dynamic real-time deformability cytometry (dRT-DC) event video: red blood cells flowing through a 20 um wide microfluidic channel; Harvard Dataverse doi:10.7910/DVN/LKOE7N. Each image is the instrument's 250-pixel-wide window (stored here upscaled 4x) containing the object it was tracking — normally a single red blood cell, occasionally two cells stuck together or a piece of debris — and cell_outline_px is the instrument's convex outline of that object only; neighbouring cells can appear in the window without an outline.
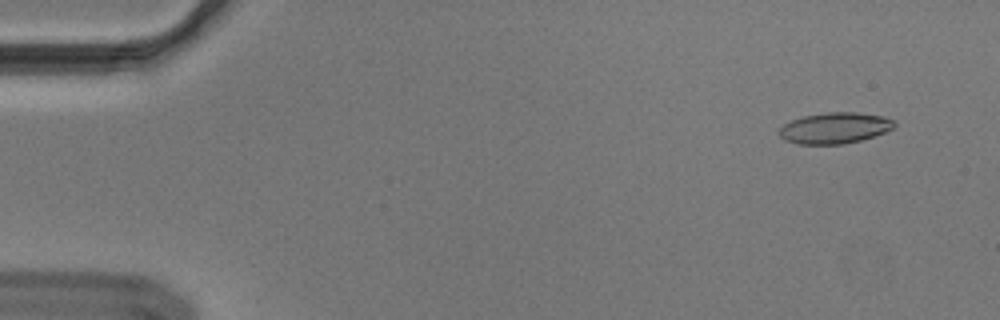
{"species": "Egyptian fruit bat (a non-hibernating species)", "species_latin": "Rousettus aegyptiacus", "temperature_condition": "cold", "stored_images_in_passage": 13, "camera_frame_rate_fps": 3000, "um_per_image_px": 0.085, "animal": {"sex": "male"}, "frame": {"image": 1, "passage_image": 4, "time_ms": 1.0, "image_size_px": [1000, 320], "cell_outline_px": [[896, 124], [892, 128], [884, 132], [860, 140], [844, 144], [796, 144], [784, 140], [776, 132], [784, 124], [792, 120], [804, 116], [828, 112], [856, 112], [884, 116], [896, 120]], "centroid_in_image_um": [70.94, 10.88], "position_along_channel_um": 14.1, "area_um2": 20.87}}